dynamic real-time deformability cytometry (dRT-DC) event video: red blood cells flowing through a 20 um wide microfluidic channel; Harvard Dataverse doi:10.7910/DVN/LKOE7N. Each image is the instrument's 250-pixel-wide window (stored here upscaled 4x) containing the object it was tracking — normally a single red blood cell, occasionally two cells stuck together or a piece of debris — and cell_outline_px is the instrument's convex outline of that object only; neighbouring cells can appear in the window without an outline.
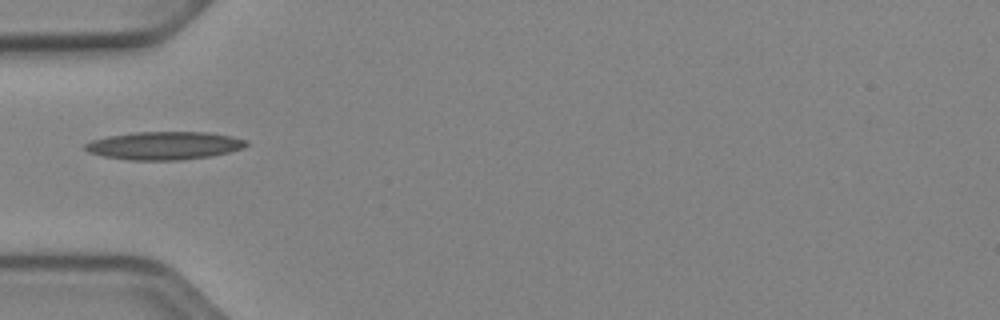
{"species": "Egyptian fruit bat (a non-hibernating species)", "species_latin": "Rousettus aegyptiacus", "temperature_condition": "cold", "stored_images_in_passage": 3, "camera_frame_rate_fps": 3000, "um_per_image_px": 0.085, "animal": {"sex": "female"}, "frame": {"image": 1, "passage_image": 1, "time_ms": 0.0, "image_size_px": [1000, 320], "cell_outline_px": [[248, 144], [240, 148], [228, 152], [212, 156], [180, 160], [128, 160], [104, 156], [88, 152], [84, 148], [84, 144], [92, 140], [108, 136], [136, 132], [208, 132], [232, 136], [248, 140]], "centroid_in_image_um": [13.96, 12.37], "position_along_channel_um": 71.0, "area_um2": 26.3}}